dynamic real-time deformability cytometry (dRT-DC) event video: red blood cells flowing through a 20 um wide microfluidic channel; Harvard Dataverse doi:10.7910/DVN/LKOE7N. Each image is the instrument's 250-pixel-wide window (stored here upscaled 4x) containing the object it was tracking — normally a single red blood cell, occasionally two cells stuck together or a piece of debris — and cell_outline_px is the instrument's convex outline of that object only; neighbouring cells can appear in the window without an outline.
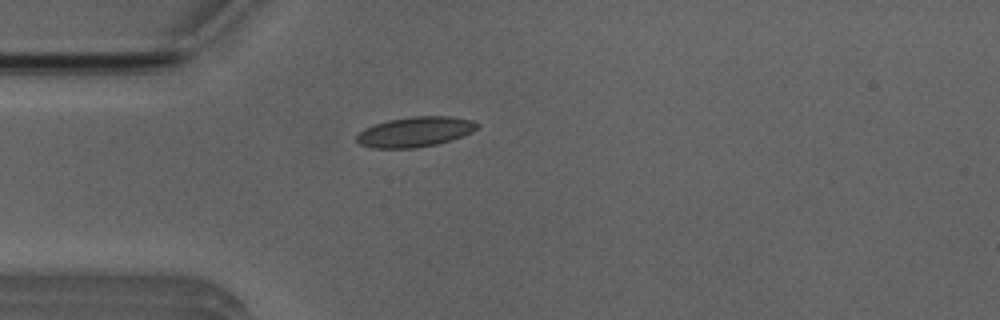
{"species": "Egyptian fruit bat (a non-hibernating species)", "species_latin": "Rousettus aegyptiacus", "temperature_condition": "room temperature", "stored_images_in_passage": 4, "camera_frame_rate_fps": 3000, "um_per_image_px": 0.085, "animal": {"sex": "male"}, "frame": {"image": 1, "passage_image": 4, "time_ms": 3.333, "image_size_px": [1000, 320], "cell_outline_px": [[480, 124], [472, 132], [436, 144], [412, 148], [372, 148], [360, 144], [356, 140], [356, 136], [364, 128], [388, 120], [412, 116], [448, 116], [472, 120]], "centroid_in_image_um": [35.25, 11.2], "position_along_channel_um": 49.7, "area_um2": 20.87}}